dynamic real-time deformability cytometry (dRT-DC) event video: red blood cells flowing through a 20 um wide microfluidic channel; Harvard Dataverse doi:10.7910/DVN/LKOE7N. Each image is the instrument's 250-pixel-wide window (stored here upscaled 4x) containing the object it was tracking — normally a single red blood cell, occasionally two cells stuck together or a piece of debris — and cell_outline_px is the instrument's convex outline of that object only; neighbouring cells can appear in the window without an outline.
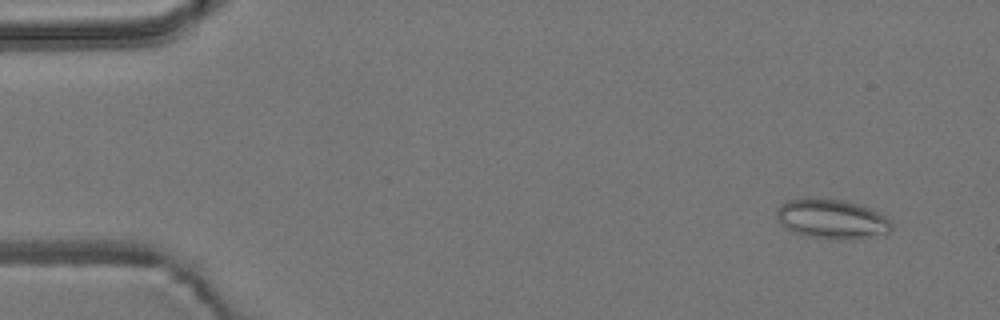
{"species": "common noctule bat (a hibernating species)", "species_latin": "Nyctalus noctula", "temperature_condition": "room temperature", "stored_images_in_passage": 56, "camera_frame_rate_fps": 3000, "um_per_image_px": 0.085, "animal": {"sex": "male", "body_mass_g": 19.2, "forearm_length_mm": 51.8}, "frame": {"image": 1, "passage_image": 5, "time_ms": 1.333, "image_size_px": [1000, 320], "cell_outline_px": [[892, 228], [888, 232], [848, 240], [828, 240], [804, 236], [792, 232], [784, 228], [780, 224], [776, 216], [776, 208], [780, 204], [788, 200], [840, 200], [856, 204], [868, 208], [884, 216], [892, 224]], "centroid_in_image_um": [70.62, 18.67], "position_along_channel_um": 14.4, "area_um2": 26.07}}
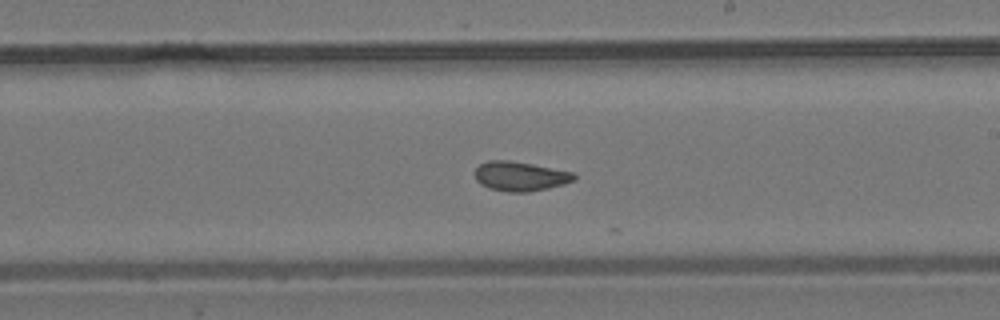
{"frame": {"image": 2, "passage_image": 33, "time_ms": 10.667, "image_size_px": [1000, 320], "cell_outline_px": [[576, 180], [564, 184], [548, 188], [528, 192], [508, 192], [488, 188], [480, 184], [476, 180], [476, 168], [480, 164], [488, 160], [508, 160], [532, 164], [572, 172], [576, 176]], "centroid_in_image_um": [44.21, 14.99], "position_along_channel_um": 244.8, "area_um2": 16.99}}
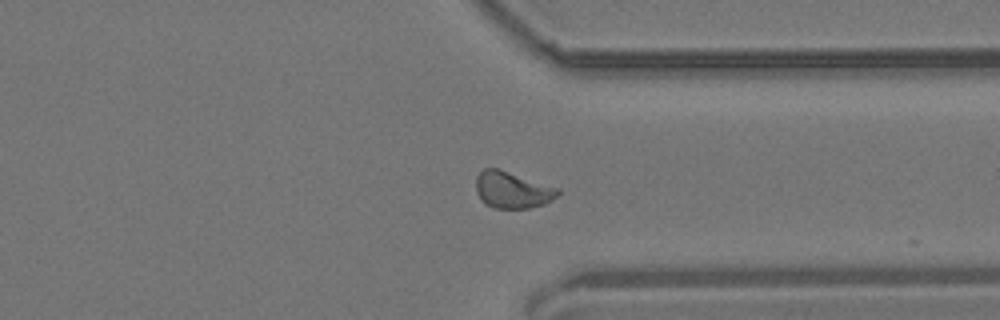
{"frame": {"image": 3, "passage_image": 43, "time_ms": 14.0, "image_size_px": [1000, 320], "cell_outline_px": [[560, 192], [552, 200], [544, 204], [528, 208], [492, 208], [480, 200], [476, 192], [476, 176], [484, 168], [500, 168], [560, 188]], "centroid_in_image_um": [43.54, 16.13], "position_along_channel_um": 367.9, "area_um2": 17.74}, "authors_computed_cell_mechanics": {"area_um2": 17.3978, "velocity_mm_per_s": 3.7257, "shape_relaxation_time_tau1_ms": null, "shape_relaxation_time_tau2_ms": 1.7671, "deformation_change_tau1": null, "deformation_change_tau2": 0.0633}}